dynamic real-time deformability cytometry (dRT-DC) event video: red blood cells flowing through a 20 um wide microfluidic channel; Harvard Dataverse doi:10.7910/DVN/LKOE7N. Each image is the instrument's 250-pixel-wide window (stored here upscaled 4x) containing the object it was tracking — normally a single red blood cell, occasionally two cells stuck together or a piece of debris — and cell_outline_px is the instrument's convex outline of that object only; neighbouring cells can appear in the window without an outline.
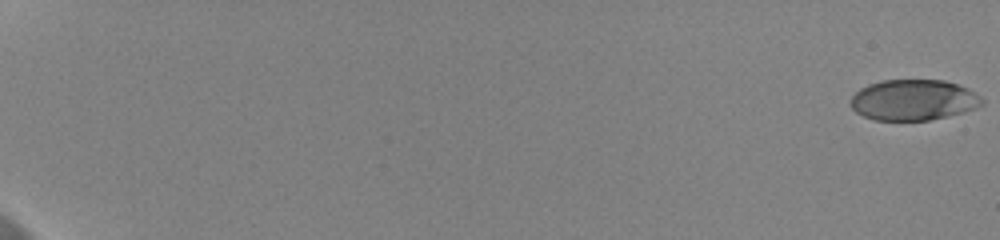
{"species": "human", "species_latin": "Homo sapiens", "temperature_condition": "cold", "stored_images_in_passage": 59, "camera_frame_rate_fps": 3000, "um_per_image_px": 0.085, "donor": {"sex": "female"}, "frame": {"image": 1, "passage_image": 1, "time_ms": 0.0, "image_size_px": [1000, 240], "cell_outline_px": [[984, 104], [976, 108], [948, 116], [928, 120], [876, 120], [864, 116], [856, 112], [852, 108], [852, 96], [860, 88], [868, 84], [884, 80], [944, 80], [968, 88], [980, 96], [984, 100]], "centroid_in_image_um": [77.67, 8.49], "position_along_channel_um": 7.3, "area_um2": 31.1}}
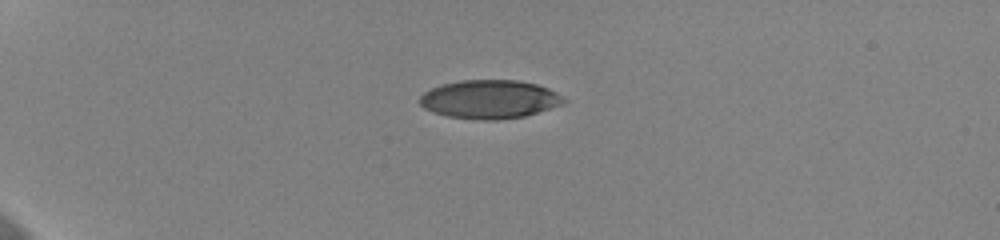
{"frame": {"image": 2, "passage_image": 18, "time_ms": 5.667, "image_size_px": [1000, 240], "cell_outline_px": [[568, 100], [564, 104], [524, 116], [496, 120], [476, 120], [448, 116], [432, 112], [424, 108], [416, 100], [424, 92], [440, 84], [460, 80], [516, 80], [536, 84], [548, 88], [564, 96]], "centroid_in_image_um": [41.6, 8.44], "position_along_channel_um": 43.4, "area_um2": 32.66}}
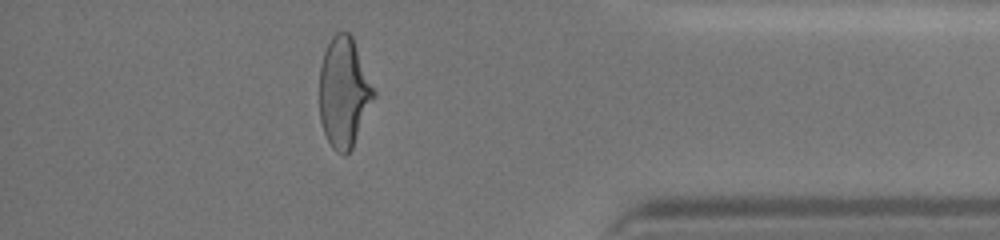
{"frame": {"image": 3, "passage_image": 54, "time_ms": 17.667, "image_size_px": [1000, 240], "cell_outline_px": [[376, 96], [352, 148], [344, 156], [336, 152], [332, 148], [324, 132], [320, 120], [320, 68], [324, 52], [332, 36], [336, 32], [348, 32], [352, 36], [376, 92]], "centroid_in_image_um": [29.24, 7.87], "position_along_channel_um": 406.0, "area_um2": 34.8}, "authors_computed_cell_mechanics": {"area_um2": 33.9286, "velocity_mm_per_s": 3.6572, "shape_relaxation_time_tau1_ms": 3.756, "shape_relaxation_time_tau2_ms": 1.1891, "deformation_change_tau1": 0.1639, "deformation_change_tau2": 0.0682}}